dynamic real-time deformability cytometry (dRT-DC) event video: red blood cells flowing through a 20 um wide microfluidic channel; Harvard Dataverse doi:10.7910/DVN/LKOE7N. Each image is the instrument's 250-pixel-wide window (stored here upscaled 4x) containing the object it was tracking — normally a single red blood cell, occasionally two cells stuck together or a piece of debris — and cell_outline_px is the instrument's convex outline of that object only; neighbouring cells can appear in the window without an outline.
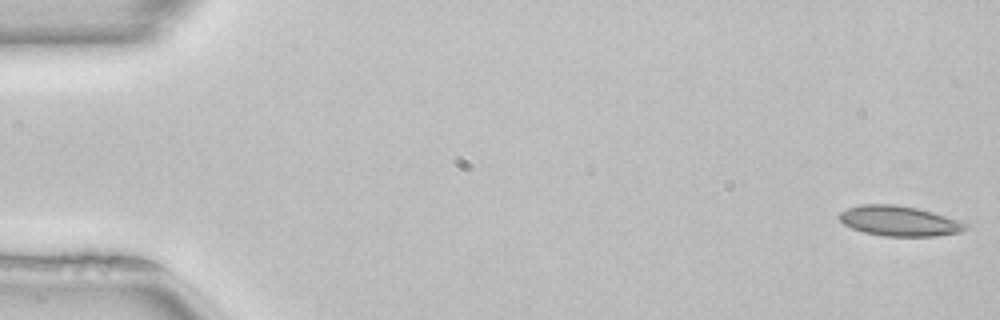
{"species": "common noctule bat (a hibernating species)", "species_latin": "Nyctalus noctula", "temperature_condition": "room temperature", "stored_images_in_passage": 51, "camera_frame_rate_fps": 3000, "um_per_image_px": 0.085, "animal": {"sex": "female", "body_mass_g": 22.7, "forearm_length_mm": 54.2}, "frame": {"image": 1, "passage_image": 1, "time_ms": 0.0, "image_size_px": [1000, 320], "cell_outline_px": [[972, 228], [960, 232], [936, 236], [884, 236], [864, 232], [852, 228], [844, 224], [836, 216], [840, 212], [848, 208], [864, 204], [896, 204], [916, 208], [932, 212], [960, 220], [968, 224]], "centroid_in_image_um": [76.47, 18.78], "position_along_channel_um": 8.5, "area_um2": 22.31}}
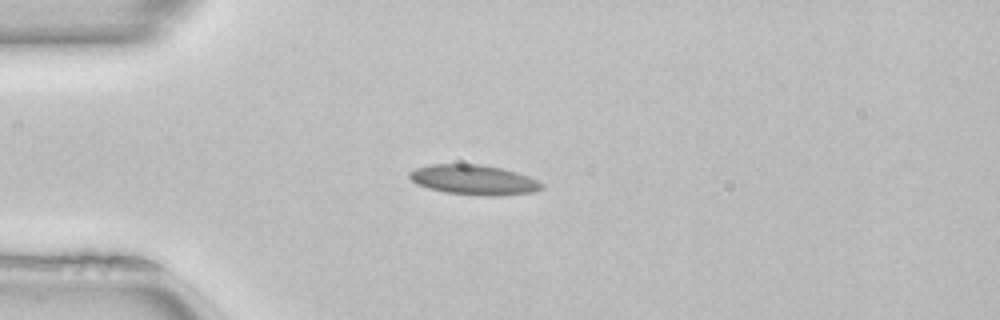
{"frame": {"image": 2, "passage_image": 13, "time_ms": 4.0, "image_size_px": [1000, 320], "cell_outline_px": [[544, 188], [532, 192], [492, 196], [444, 192], [428, 188], [416, 184], [408, 176], [408, 172], [416, 168], [432, 164], [480, 164], [500, 168], [516, 172], [528, 176], [544, 184]], "centroid_in_image_um": [40.25, 15.28], "position_along_channel_um": 44.7, "area_um2": 22.89}}
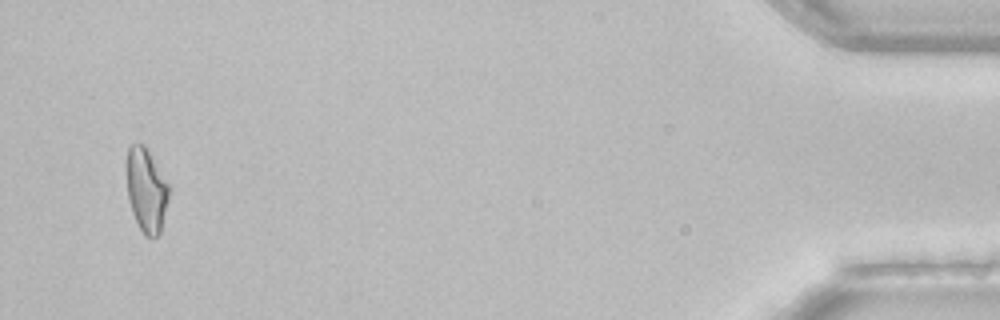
{"frame": {"image": 3, "passage_image": 49, "time_ms": 16.0, "image_size_px": [1000, 320], "cell_outline_px": [[172, 188], [160, 232], [156, 236], [144, 236], [132, 212], [128, 200], [124, 168], [124, 164], [128, 148], [132, 144], [144, 144], [172, 184]], "centroid_in_image_um": [12.45, 16.08], "position_along_channel_um": 422.8, "area_um2": 21.73}, "authors_computed_cell_mechanics": {"area_um2": 21.4438, "velocity_mm_per_s": 4.0225, "shape_relaxation_time_tau1_ms": null, "shape_relaxation_time_tau2_ms": 5.1376, "deformation_change_tau1": null, "deformation_change_tau2": 0.1203}}